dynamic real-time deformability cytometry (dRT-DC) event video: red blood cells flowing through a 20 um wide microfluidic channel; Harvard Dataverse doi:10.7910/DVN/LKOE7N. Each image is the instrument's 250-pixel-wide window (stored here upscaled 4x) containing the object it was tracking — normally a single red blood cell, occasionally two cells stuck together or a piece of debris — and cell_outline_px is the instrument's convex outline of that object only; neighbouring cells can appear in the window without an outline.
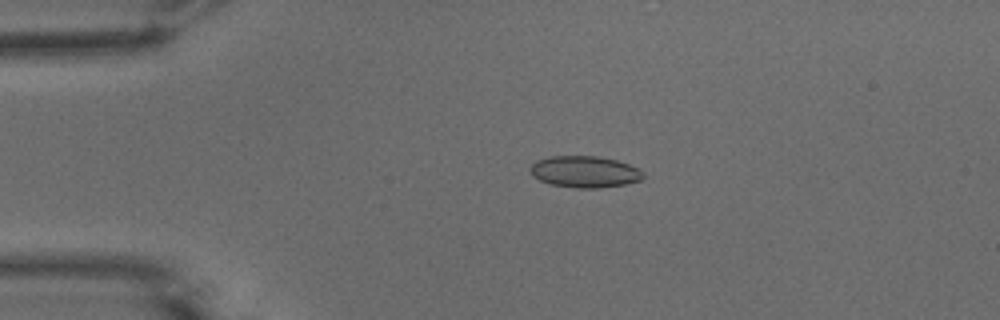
{"species": "common noctule bat (a hibernating species)", "species_latin": "Nyctalus noctula", "temperature_condition": "warm", "stored_images_in_passage": 48, "camera_frame_rate_fps": 3000, "um_per_image_px": 0.085, "animal": {"sex": "male", "body_mass_g": 15.6}, "frame": {"image": 1, "passage_image": 7, "time_ms": 2.0, "image_size_px": [1000, 320], "cell_outline_px": [[644, 176], [640, 180], [624, 184], [600, 188], [576, 188], [548, 184], [532, 176], [528, 168], [536, 160], [548, 156], [596, 156], [616, 160], [628, 164], [644, 172]], "centroid_in_image_um": [49.64, 14.6], "position_along_channel_um": 35.4, "area_um2": 20.87}}
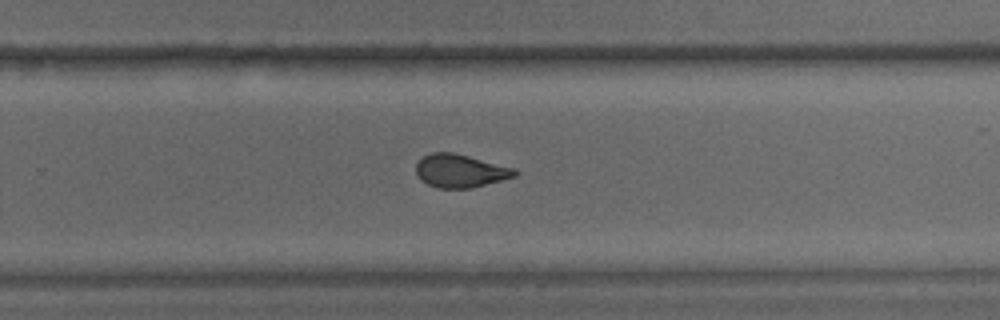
{"frame": {"image": 2, "passage_image": 30, "time_ms": 9.667, "image_size_px": [1000, 320], "cell_outline_px": [[516, 176], [472, 188], [436, 188], [420, 180], [416, 176], [416, 164], [424, 156], [432, 152], [452, 152], [516, 168]], "centroid_in_image_um": [39.1, 14.53], "position_along_channel_um": 290.7, "area_um2": 19.07}}
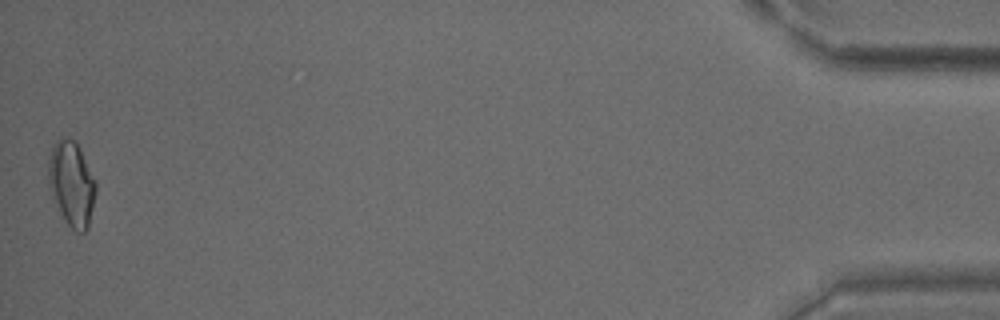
{"frame": {"image": 3, "passage_image": 48, "time_ms": 15.667, "image_size_px": [1000, 320], "cell_outline_px": [[96, 192], [88, 228], [84, 232], [76, 232], [64, 220], [52, 200], [48, 188], [48, 160], [52, 148], [56, 140], [60, 136], [68, 136], [80, 148], [96, 180]], "centroid_in_image_um": [6.07, 15.61], "position_along_channel_um": 429.1, "area_um2": 23.87}, "authors_computed_cell_mechanics": {"area_um2": 19.9988, "velocity_mm_per_s": 3.8356, "shape_relaxation_time_tau1_ms": null, "shape_relaxation_time_tau2_ms": 1.4193, "deformation_change_tau1": null, "deformation_change_tau2": 0.0814}}